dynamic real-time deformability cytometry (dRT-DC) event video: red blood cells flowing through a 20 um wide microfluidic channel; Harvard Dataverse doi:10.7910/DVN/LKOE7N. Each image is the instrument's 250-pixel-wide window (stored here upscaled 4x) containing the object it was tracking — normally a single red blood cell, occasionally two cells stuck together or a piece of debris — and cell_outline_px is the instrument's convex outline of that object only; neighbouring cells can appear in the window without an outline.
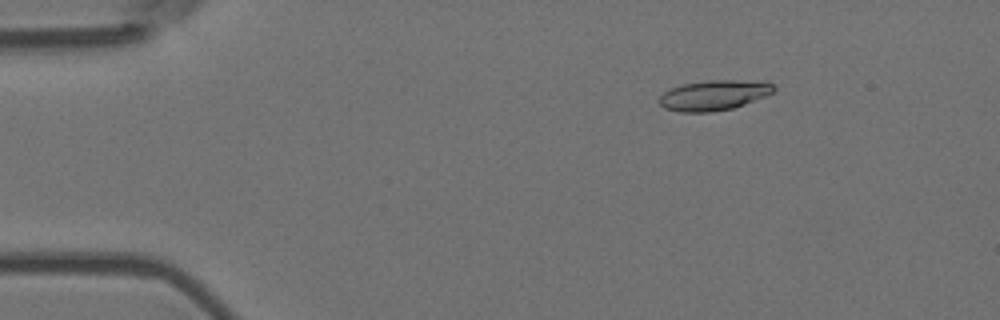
{"species": "Egyptian fruit bat (a non-hibernating species)", "species_latin": "Rousettus aegyptiacus", "temperature_condition": "room temperature", "stored_images_in_passage": 51, "camera_frame_rate_fps": 3000, "um_per_image_px": 0.085, "animal": {"sex": "female"}, "frame": {"image": 1, "passage_image": 4, "time_ms": 1.0, "image_size_px": [1000, 320], "cell_outline_px": [[776, 88], [772, 92], [764, 96], [744, 104], [732, 108], [708, 112], [680, 112], [664, 108], [656, 100], [664, 92], [672, 88], [684, 84], [708, 80], [736, 80], [772, 84]], "centroid_in_image_um": [60.6, 8.11], "position_along_channel_um": 24.4, "area_um2": 19.71}}
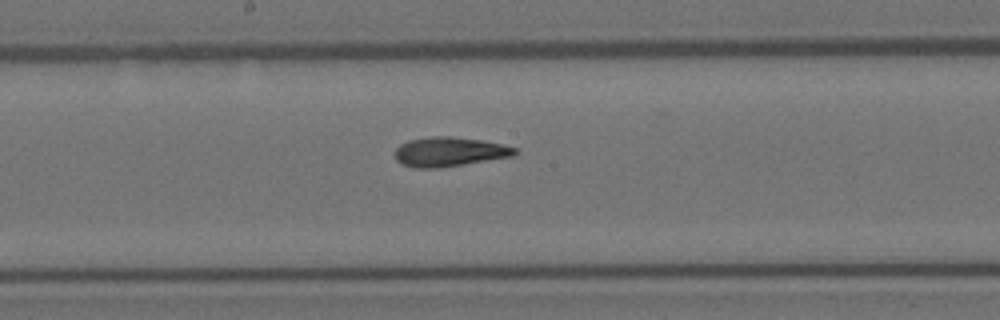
{"frame": {"image": 2, "passage_image": 25, "time_ms": 8.0, "image_size_px": [1000, 320], "cell_outline_px": [[516, 152], [512, 156], [440, 168], [416, 168], [404, 164], [396, 160], [396, 148], [400, 144], [408, 140], [432, 136], [448, 136], [480, 140], [500, 144], [516, 148]], "centroid_in_image_um": [38.16, 12.9], "position_along_channel_um": 210.0, "area_um2": 20.23}}
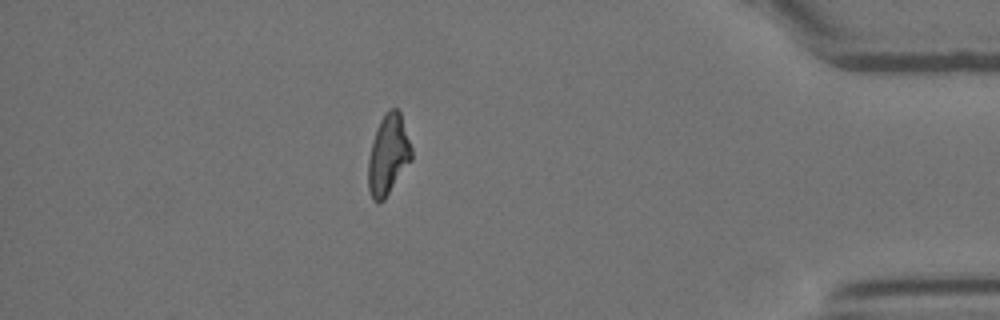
{"frame": {"image": 3, "passage_image": 44, "time_ms": 14.333, "image_size_px": [1000, 320], "cell_outline_px": [[412, 160], [384, 200], [372, 200], [368, 188], [368, 160], [376, 128], [380, 120], [388, 108], [396, 108], [400, 112], [412, 148]], "centroid_in_image_um": [33.0, 13.15], "position_along_channel_um": 402.2, "area_um2": 20.17}, "authors_computed_cell_mechanics": {"area_um2": 20.1144, "velocity_mm_per_s": 3.6978, "shape_relaxation_time_tau1_ms": 7.2834, "shape_relaxation_time_tau2_ms": 3.2539, "deformation_change_tau1": 0.2206, "deformation_change_tau2": 0.1188}}